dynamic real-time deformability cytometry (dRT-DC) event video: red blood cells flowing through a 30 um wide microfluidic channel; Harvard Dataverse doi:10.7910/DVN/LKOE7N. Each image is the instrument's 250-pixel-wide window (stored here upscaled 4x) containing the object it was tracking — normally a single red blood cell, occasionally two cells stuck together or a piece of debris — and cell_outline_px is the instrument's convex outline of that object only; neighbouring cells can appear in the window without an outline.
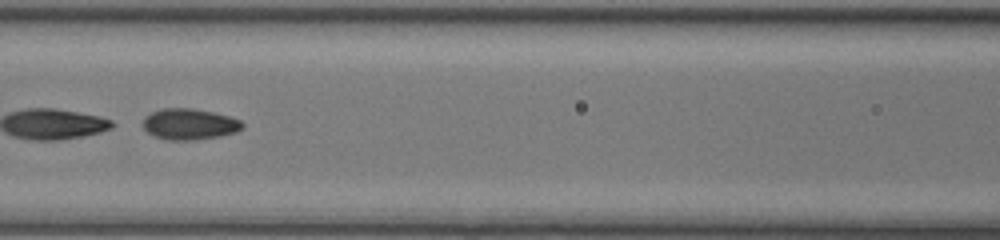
{"species": "common noctule bat (a hibernating species)", "species_latin": "Nyctalus noctula", "temperature_condition": "room temperature", "stored_images_in_passage": 46, "camera_frame_rate_fps": 3000, "um_per_image_px": 0.085, "animal": {"sex": "female", "body_mass_g": 17.0, "forearm_length_mm": 48.0}, "frame": {"image": 1, "passage_image": 20, "time_ms": 6.333, "image_size_px": [1000, 240], "cell_outline_px": [[244, 128], [236, 132], [220, 136], [196, 140], [168, 140], [156, 136], [148, 132], [144, 128], [144, 116], [160, 108], [192, 108], [212, 112], [228, 116], [240, 120], [244, 124]], "centroid_in_image_um": [16.12, 10.55], "position_along_channel_um": 150.5, "area_um2": 17.98}}
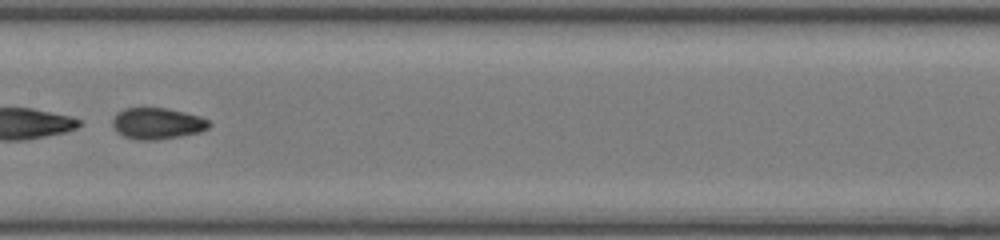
{"frame": {"image": 2, "passage_image": 23, "time_ms": 7.333, "image_size_px": [1000, 240], "cell_outline_px": [[212, 124], [208, 128], [200, 132], [180, 136], [156, 140], [136, 140], [124, 136], [116, 132], [112, 124], [112, 120], [116, 112], [124, 108], [168, 108], [200, 116], [208, 120]], "centroid_in_image_um": [13.35, 10.49], "position_along_channel_um": 194.1, "area_um2": 17.8}}